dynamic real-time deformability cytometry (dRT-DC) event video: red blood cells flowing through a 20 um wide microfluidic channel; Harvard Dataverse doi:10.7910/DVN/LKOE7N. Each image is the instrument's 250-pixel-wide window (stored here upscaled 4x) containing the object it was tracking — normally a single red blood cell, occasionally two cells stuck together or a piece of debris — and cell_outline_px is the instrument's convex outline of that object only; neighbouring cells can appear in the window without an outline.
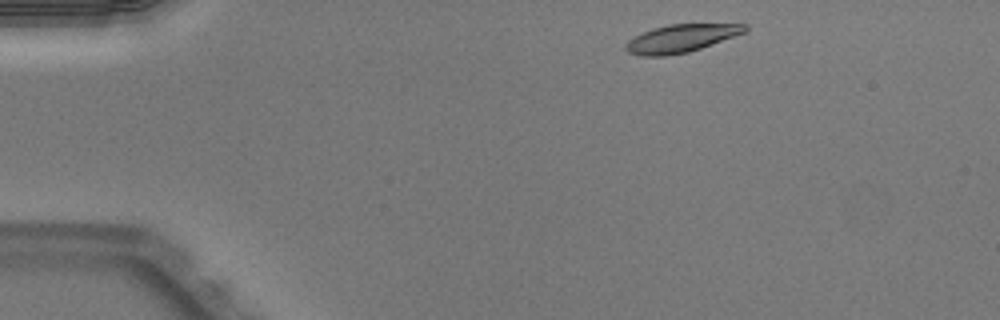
{"species": "Egyptian fruit bat (a non-hibernating species)", "species_latin": "Rousettus aegyptiacus", "temperature_condition": "warm", "stored_images_in_passage": 44, "camera_frame_rate_fps": 3000, "um_per_image_px": 0.085, "animal": {"sex": "male"}, "frame": {"image": 1, "passage_image": 2, "time_ms": 0.333, "image_size_px": [1000, 320], "cell_outline_px": [[748, 28], [744, 32], [700, 48], [688, 52], [664, 56], [640, 56], [628, 52], [624, 48], [624, 44], [628, 40], [652, 28], [668, 24], [748, 24]], "centroid_in_image_um": [57.83, 3.26], "position_along_channel_um": 27.2, "area_um2": 19.13}}
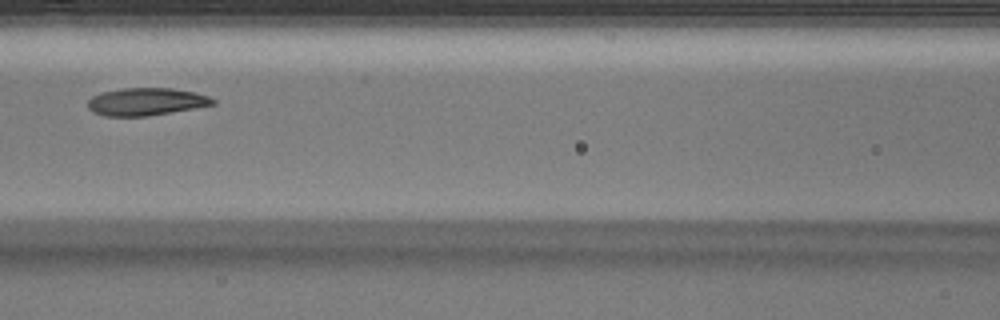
{"frame": {"image": 2, "passage_image": 17, "time_ms": 5.333, "image_size_px": [1000, 320], "cell_outline_px": [[216, 104], [148, 116], [104, 116], [92, 112], [88, 108], [88, 100], [92, 96], [100, 92], [120, 88], [172, 88], [192, 92], [208, 96], [216, 100]], "centroid_in_image_um": [12.37, 8.64], "position_along_channel_um": 154.2, "area_um2": 20.11}}
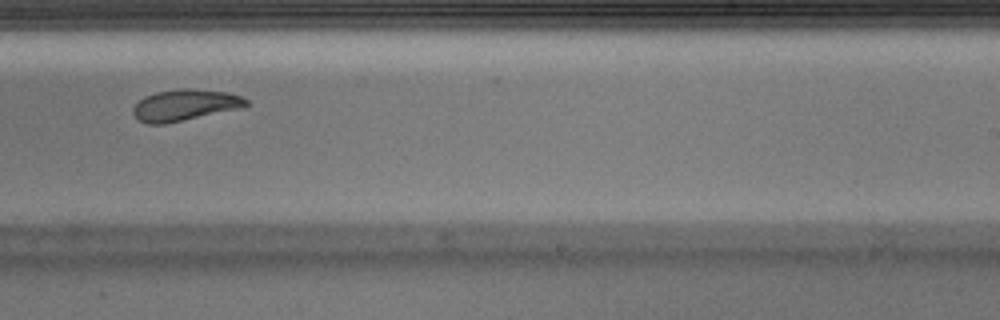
{"frame": {"image": 3, "passage_image": 26, "time_ms": 8.333, "image_size_px": [1000, 320], "cell_outline_px": [[252, 104], [244, 108], [164, 124], [148, 124], [140, 120], [132, 112], [132, 108], [144, 96], [156, 92], [176, 88], [188, 88], [228, 92], [240, 96], [248, 100]], "centroid_in_image_um": [15.77, 8.92], "position_along_channel_um": 273.2, "area_um2": 20.87}, "authors_computed_cell_mechanics": {"area_um2": 20.6635, "velocity_mm_per_s": 3.9837, "shape_relaxation_time_tau1_ms": 5.3577, "shape_relaxation_time_tau2_ms": 3.6452, "deformation_change_tau1": 0.1789, "deformation_change_tau2": 0.1042}}